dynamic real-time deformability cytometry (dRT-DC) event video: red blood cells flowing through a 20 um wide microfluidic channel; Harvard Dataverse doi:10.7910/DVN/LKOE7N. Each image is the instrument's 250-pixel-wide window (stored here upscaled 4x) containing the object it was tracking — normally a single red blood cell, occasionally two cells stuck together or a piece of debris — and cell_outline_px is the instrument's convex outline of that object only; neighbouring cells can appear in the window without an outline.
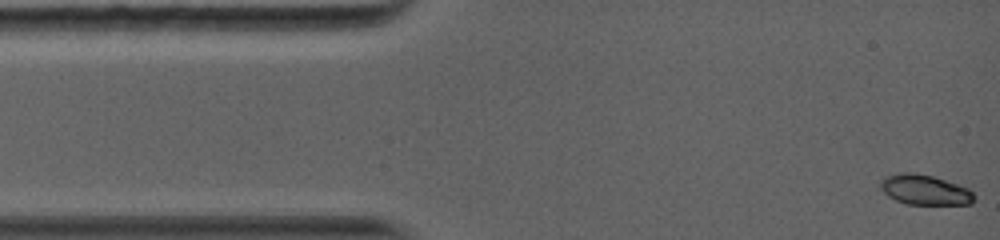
{"species": "common noctule bat (a hibernating species)", "species_latin": "Nyctalus noctula", "temperature_condition": "warm", "stored_images_in_passage": 22, "camera_frame_rate_fps": 5000, "um_per_image_px": 0.085, "animal": {"sex": "female", "body_mass_g": 19.0, "forearm_length_mm": 56.7}, "frame": {"image": 1, "passage_image": 1, "time_ms": 0.0, "image_size_px": [1000, 240], "cell_outline_px": [[976, 200], [972, 204], [904, 204], [888, 196], [880, 188], [880, 180], [884, 176], [900, 172], [912, 172], [932, 176], [968, 188], [976, 196]], "centroid_in_image_um": [78.59, 16.13], "position_along_channel_um": 6.4, "area_um2": 16.53}}
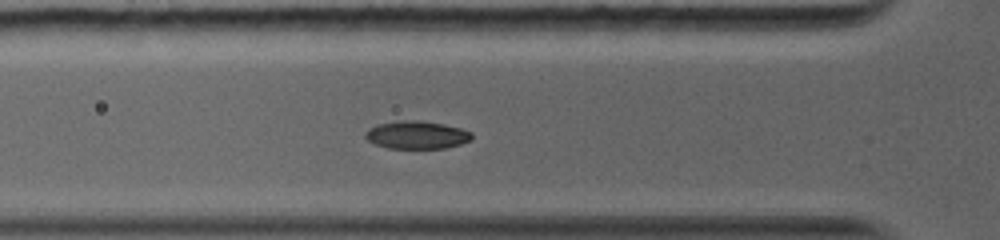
{"frame": {"image": 2, "passage_image": 19, "time_ms": 4.0, "image_size_px": [1000, 240], "cell_outline_px": [[472, 140], [460, 144], [444, 148], [388, 148], [376, 144], [368, 140], [364, 136], [364, 132], [368, 128], [376, 124], [404, 120], [420, 120], [444, 124], [460, 128], [472, 132]], "centroid_in_image_um": [35.41, 11.46], "position_along_channel_um": 90.4, "area_um2": 17.34}}
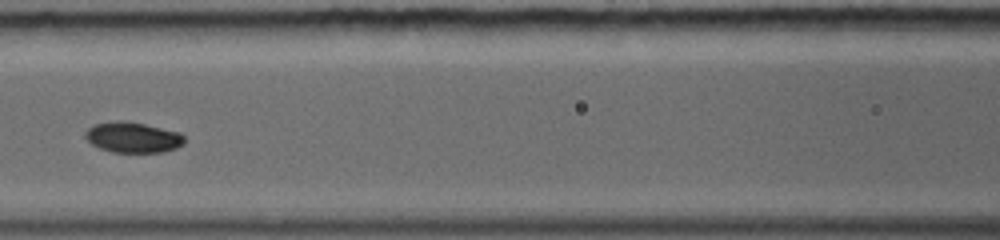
{"frame": {"image": 3, "passage_image": 22, "time_ms": 5.6, "image_size_px": [1000, 240], "cell_outline_px": [[184, 144], [176, 148], [164, 152], [112, 152], [100, 148], [92, 144], [84, 136], [84, 132], [88, 128], [96, 124], [116, 120], [144, 124], [180, 132], [184, 136]], "centroid_in_image_um": [11.3, 11.68], "position_along_channel_um": 155.3, "area_um2": 17.57}}